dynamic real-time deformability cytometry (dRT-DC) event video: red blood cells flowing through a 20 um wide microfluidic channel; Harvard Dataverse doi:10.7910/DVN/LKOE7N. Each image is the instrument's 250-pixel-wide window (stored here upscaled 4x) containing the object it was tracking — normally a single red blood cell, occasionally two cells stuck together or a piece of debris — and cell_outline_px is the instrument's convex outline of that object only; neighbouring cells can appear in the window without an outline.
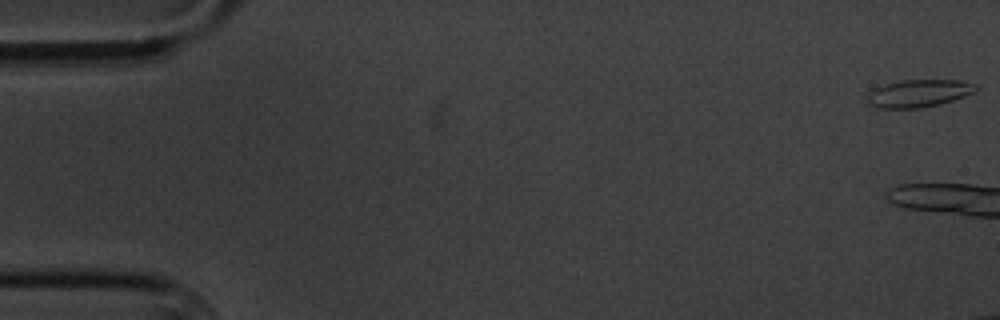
{"species": "common noctule bat (a hibernating species)", "species_latin": "Nyctalus noctula", "temperature_condition": "cold", "stored_images_in_passage": 3, "camera_frame_rate_fps": 3000, "um_per_image_px": 0.085, "animal": {"sex": "male", "body_mass_g": 20.1, "forearm_length_mm": 53.5}, "frame": {"image": 1, "passage_image": 1, "time_ms": 0.0, "image_size_px": [1000, 320], "cell_outline_px": [[976, 92], [940, 104], [920, 108], [876, 108], [868, 104], [868, 92], [872, 88], [884, 84], [904, 80], [960, 80], [976, 84]], "centroid_in_image_um": [78.06, 7.93], "position_along_channel_um": 6.9, "area_um2": 17.51}}